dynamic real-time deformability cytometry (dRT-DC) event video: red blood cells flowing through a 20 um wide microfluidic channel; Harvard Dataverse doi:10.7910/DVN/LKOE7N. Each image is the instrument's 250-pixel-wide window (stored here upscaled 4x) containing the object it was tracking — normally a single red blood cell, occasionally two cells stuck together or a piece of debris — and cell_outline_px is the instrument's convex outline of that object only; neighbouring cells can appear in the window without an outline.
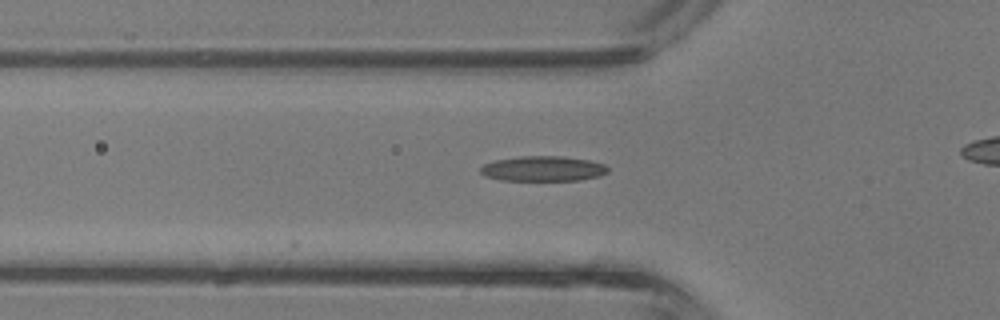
{"species": "common noctule bat (a hibernating species)", "species_latin": "Nyctalus noctula", "temperature_condition": "room temperature", "stored_images_in_passage": 25, "camera_frame_rate_fps": 3000, "um_per_image_px": 0.085, "animal": {"sex": "male", "body_mass_g": 13.3}, "frame": {"image": 1, "passage_image": 3, "time_ms": 0.667, "image_size_px": [1000, 320], "cell_outline_px": [[608, 172], [600, 176], [580, 180], [500, 180], [488, 176], [480, 172], [480, 168], [484, 164], [496, 160], [520, 156], [560, 156], [588, 160], [604, 164], [608, 168]], "centroid_in_image_um": [46.18, 14.33], "position_along_channel_um": 79.6, "area_um2": 18.5}}
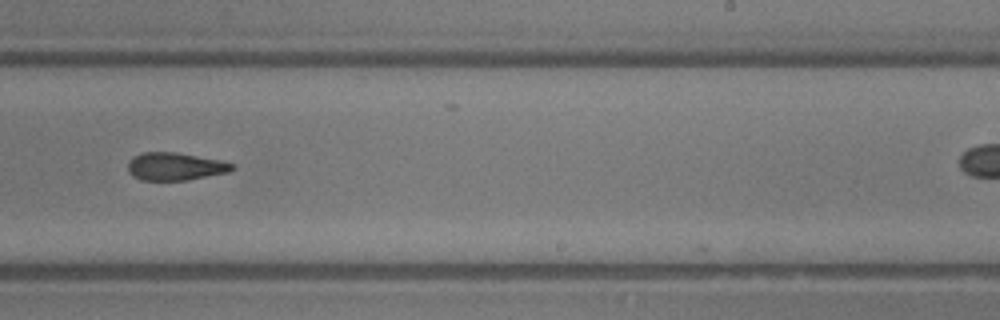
{"frame": {"image": 2, "passage_image": 15, "time_ms": 4.667, "image_size_px": [1000, 320], "cell_outline_px": [[236, 168], [228, 172], [188, 180], [140, 180], [132, 176], [128, 172], [128, 160], [132, 156], [144, 152], [176, 152], [220, 160], [232, 164]], "centroid_in_image_um": [14.85, 14.15], "position_along_channel_um": 274.2, "area_um2": 16.94}}
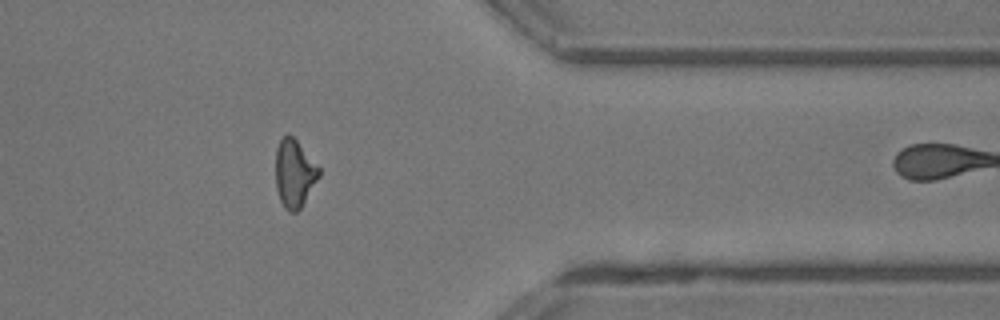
{"frame": {"image": 3, "passage_image": 23, "time_ms": 7.333, "image_size_px": [1000, 320], "cell_outline_px": [[320, 176], [300, 208], [296, 212], [288, 212], [284, 208], [280, 200], [276, 188], [276, 148], [280, 140], [288, 132], [296, 140], [320, 168]], "centroid_in_image_um": [25.01, 14.74], "position_along_channel_um": 386.4, "area_um2": 17.05}, "authors_computed_cell_mechanics": {"area_um2": 17.629, "velocity_mm_per_s": 4.8449, "shape_relaxation_time_tau1_ms": null, "shape_relaxation_time_tau2_ms": 2.9686, "deformation_change_tau1": null, "deformation_change_tau2": 0.1143}}